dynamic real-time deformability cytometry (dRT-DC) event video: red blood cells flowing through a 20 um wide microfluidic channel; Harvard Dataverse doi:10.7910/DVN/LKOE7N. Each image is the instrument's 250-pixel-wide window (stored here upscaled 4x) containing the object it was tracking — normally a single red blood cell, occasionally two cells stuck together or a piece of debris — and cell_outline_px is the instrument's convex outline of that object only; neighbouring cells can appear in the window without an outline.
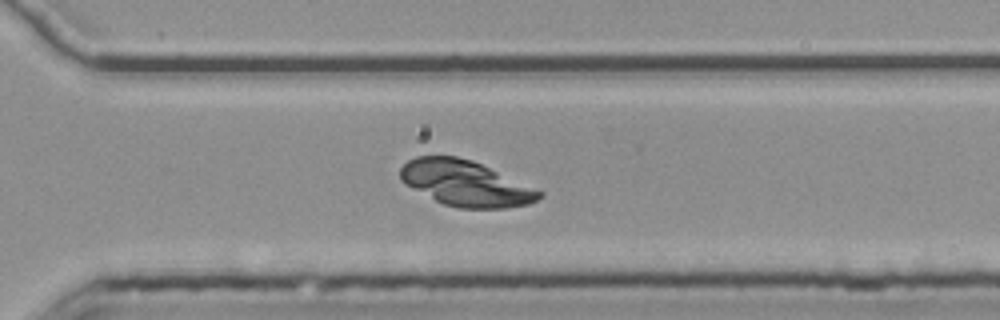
{"species": "common noctule bat (a hibernating species)", "species_latin": "Nyctalus noctula", "temperature_condition": "room temperature", "stored_images_in_passage": 53, "segment_of_instrument_passage": [2, 2], "camera_frame_rate_fps": 3000, "um_per_image_px": 0.085, "animal": {"sex": "female", "body_mass_g": 25.1}, "frame": {"image": 1, "passage_image": 40, "time_ms": 13.0, "image_size_px": [1000, 320], "cell_outline_px": [[544, 196], [528, 204], [508, 208], [456, 208], [444, 204], [404, 184], [400, 180], [400, 168], [408, 160], [416, 156], [456, 156], [472, 160], [544, 192]], "centroid_in_image_um": [39.57, 15.58], "position_along_channel_um": 331.0, "area_um2": 36.7}}
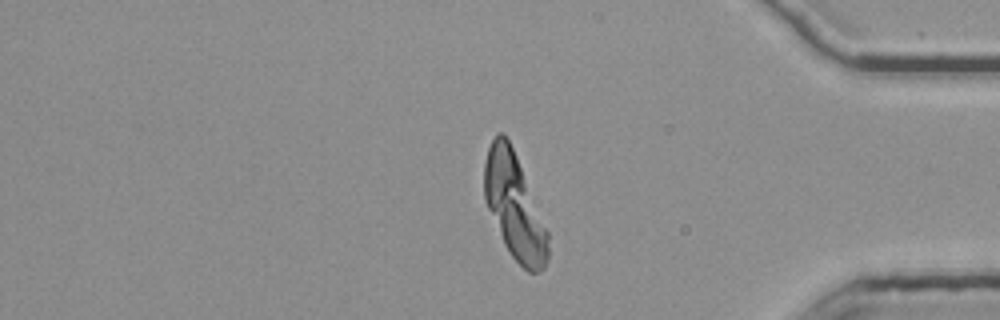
{"frame": {"image": 2, "passage_image": 47, "time_ms": 15.333, "image_size_px": [1000, 320], "cell_outline_px": [[548, 260], [544, 268], [536, 272], [528, 272], [512, 256], [504, 244], [488, 208], [484, 196], [484, 164], [488, 148], [496, 132], [504, 132], [516, 156], [548, 232]], "centroid_in_image_um": [43.71, 17.54], "position_along_channel_um": 391.5, "area_um2": 38.32}}